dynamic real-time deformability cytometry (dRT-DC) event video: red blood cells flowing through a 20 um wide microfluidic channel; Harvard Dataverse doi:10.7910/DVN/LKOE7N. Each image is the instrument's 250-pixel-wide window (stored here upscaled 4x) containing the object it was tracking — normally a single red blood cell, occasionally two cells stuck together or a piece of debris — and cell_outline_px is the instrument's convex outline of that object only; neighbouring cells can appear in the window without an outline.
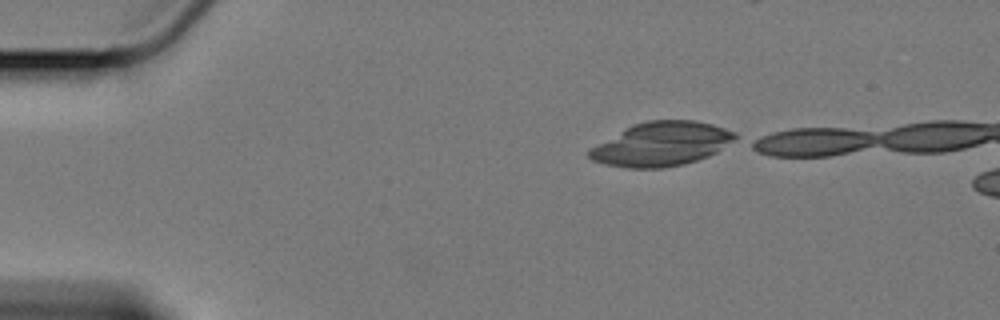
{"species": "Egyptian fruit bat (a non-hibernating species)", "species_latin": "Rousettus aegyptiacus", "temperature_condition": "cold", "stored_images_in_passage": 6, "camera_frame_rate_fps": 3000, "um_per_image_px": 0.085, "animal": {"sex": "female"}, "frame": {"image": 1, "passage_image": 1, "time_ms": 0.0, "image_size_px": [1000, 320], "cell_outline_px": [[736, 136], [732, 140], [716, 152], [708, 156], [696, 160], [664, 168], [624, 168], [604, 164], [592, 160], [588, 156], [588, 152], [592, 148], [632, 124], [648, 120], [692, 120], [712, 124], [736, 132]], "centroid_in_image_um": [56.2, 12.24], "position_along_channel_um": 28.8, "area_um2": 36.82}}